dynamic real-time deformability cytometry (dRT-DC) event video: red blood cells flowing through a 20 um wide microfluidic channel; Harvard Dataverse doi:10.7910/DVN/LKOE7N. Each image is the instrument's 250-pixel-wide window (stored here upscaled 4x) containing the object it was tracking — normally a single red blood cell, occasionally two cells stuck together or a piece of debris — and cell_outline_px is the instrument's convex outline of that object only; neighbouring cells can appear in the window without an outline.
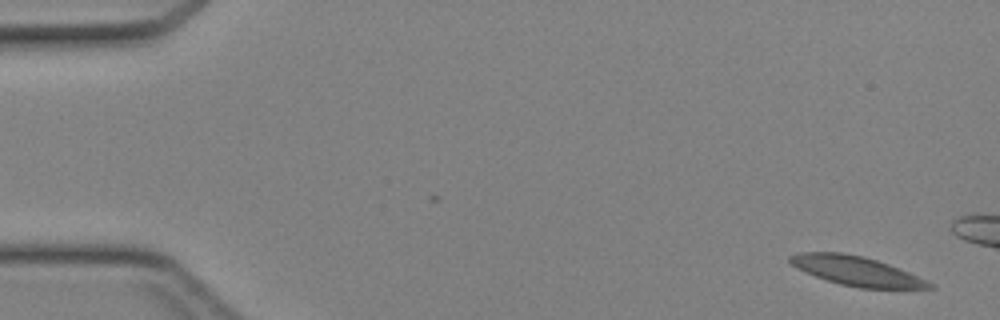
{"species": "Egyptian fruit bat (a non-hibernating species)", "species_latin": "Rousettus aegyptiacus", "temperature_condition": "cold", "stored_images_in_passage": 11, "camera_frame_rate_fps": 3000, "um_per_image_px": 0.085, "animal": {"sex": "female"}, "frame": {"image": 1, "passage_image": 1, "time_ms": 0.0, "image_size_px": [1000, 320], "cell_outline_px": [[936, 288], [860, 288], [840, 284], [816, 276], [796, 268], [788, 260], [788, 256], [800, 252], [840, 252], [864, 256], [888, 264], [908, 272], [936, 284]], "centroid_in_image_um": [72.8, 23.02], "position_along_channel_um": 12.2, "area_um2": 23.64}}